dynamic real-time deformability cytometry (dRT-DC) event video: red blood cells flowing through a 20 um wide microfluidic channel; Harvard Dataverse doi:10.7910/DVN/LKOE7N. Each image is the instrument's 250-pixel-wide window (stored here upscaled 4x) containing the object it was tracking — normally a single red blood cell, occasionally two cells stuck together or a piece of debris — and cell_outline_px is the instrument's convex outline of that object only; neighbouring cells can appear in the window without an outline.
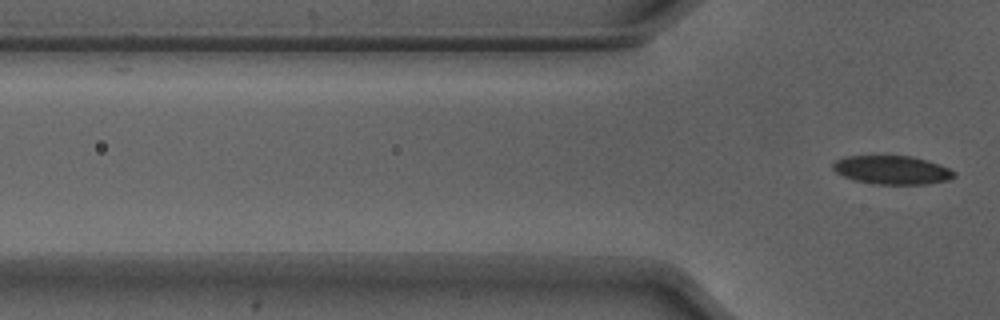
{"species": "Egyptian fruit bat (a non-hibernating species)", "species_latin": "Rousettus aegyptiacus", "temperature_condition": "warm", "stored_images_in_passage": 6, "camera_frame_rate_fps": 3000, "um_per_image_px": 0.085, "animal": {"sex": "male"}, "frame": {"image": 1, "passage_image": 6, "time_ms": 1.667, "image_size_px": [1000, 320], "cell_outline_px": [[956, 176], [948, 180], [928, 184], [872, 184], [856, 180], [844, 176], [836, 172], [832, 168], [832, 164], [836, 160], [844, 156], [912, 156], [928, 160], [940, 164], [956, 172]], "centroid_in_image_um": [75.85, 14.44], "position_along_channel_um": 50.0, "area_um2": 20.29}}